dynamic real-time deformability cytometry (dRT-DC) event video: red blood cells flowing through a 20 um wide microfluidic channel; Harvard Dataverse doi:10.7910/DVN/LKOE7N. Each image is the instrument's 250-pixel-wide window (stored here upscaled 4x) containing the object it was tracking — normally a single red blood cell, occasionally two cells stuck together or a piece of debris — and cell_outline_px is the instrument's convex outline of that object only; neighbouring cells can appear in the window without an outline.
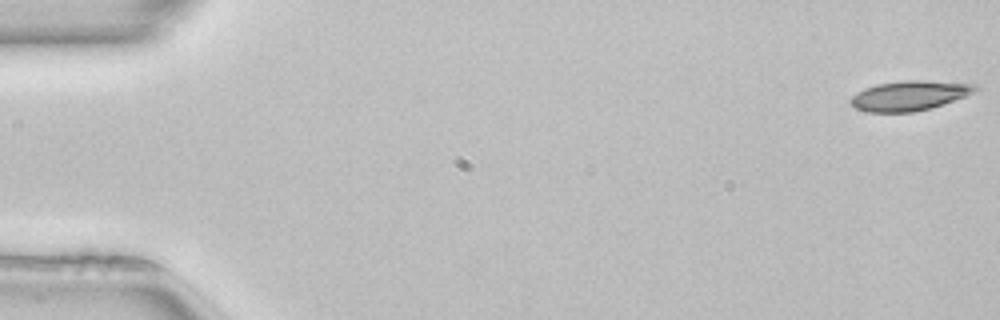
{"species": "common noctule bat (a hibernating species)", "species_latin": "Nyctalus noctula", "temperature_condition": "room temperature", "stored_images_in_passage": 51, "camera_frame_rate_fps": 3000, "um_per_image_px": 0.085, "animal": {"sex": "female", "body_mass_g": 22.7, "forearm_length_mm": 54.2}, "frame": {"image": 1, "passage_image": 1, "time_ms": 0.0, "image_size_px": [1000, 320], "cell_outline_px": [[980, 88], [976, 92], [932, 108], [912, 112], [868, 112], [856, 108], [848, 100], [856, 92], [864, 88], [876, 84], [908, 80], [920, 80], [976, 84]], "centroid_in_image_um": [77.3, 8.12], "position_along_channel_um": 7.7, "area_um2": 21.68}}
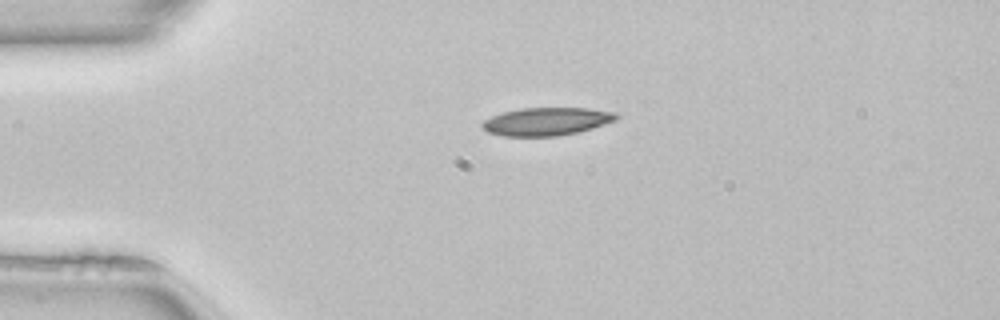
{"frame": {"image": 2, "passage_image": 12, "time_ms": 3.667, "image_size_px": [1000, 320], "cell_outline_px": [[620, 116], [616, 120], [580, 132], [560, 136], [504, 136], [488, 132], [480, 128], [480, 124], [484, 120], [492, 116], [504, 112], [520, 108], [588, 108], [616, 112]], "centroid_in_image_um": [46.46, 10.33], "position_along_channel_um": 38.5, "area_um2": 22.02}}
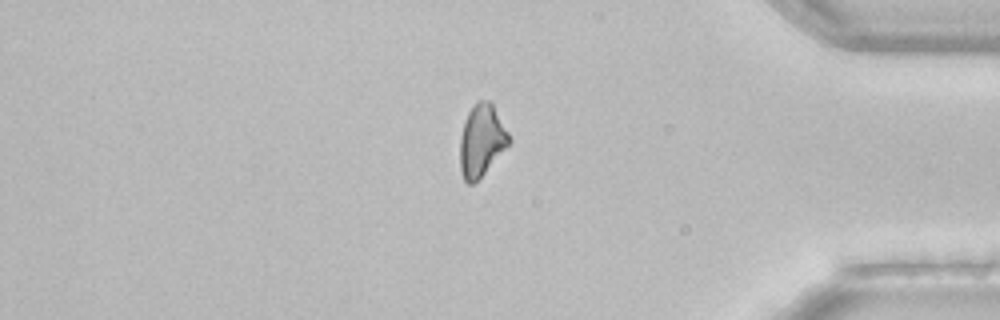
{"frame": {"image": 3, "passage_image": 43, "time_ms": 14.0, "image_size_px": [1000, 320], "cell_outline_px": [[512, 140], [484, 172], [472, 184], [468, 184], [464, 180], [460, 172], [460, 136], [464, 120], [468, 112], [476, 100], [488, 100], [492, 104], [508, 132]], "centroid_in_image_um": [40.9, 11.91], "position_along_channel_um": 394.3, "area_um2": 20.29}}